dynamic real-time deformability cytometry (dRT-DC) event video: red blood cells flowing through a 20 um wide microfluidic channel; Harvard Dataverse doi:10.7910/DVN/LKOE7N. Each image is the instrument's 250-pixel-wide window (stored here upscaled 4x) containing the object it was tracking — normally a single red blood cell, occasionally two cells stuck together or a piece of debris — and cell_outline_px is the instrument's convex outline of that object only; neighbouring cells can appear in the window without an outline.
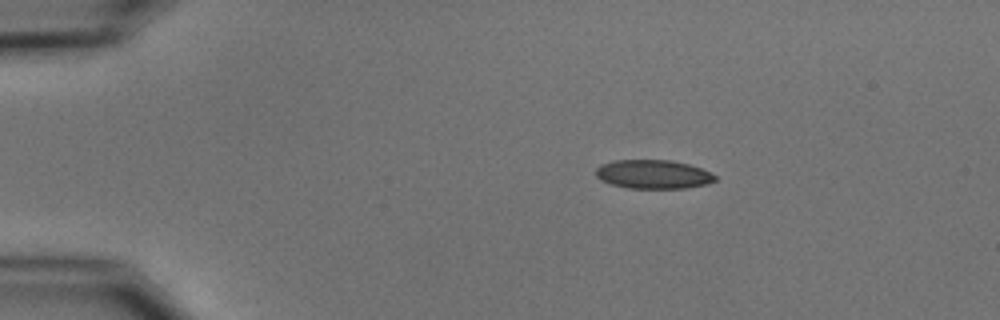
{"species": "common noctule bat (a hibernating species)", "species_latin": "Nyctalus noctula", "temperature_condition": "cold", "stored_images_in_passage": 45, "camera_frame_rate_fps": 3000, "um_per_image_px": 0.085, "animal": {"sex": "male", "body_mass_g": 15.6}, "frame": {"image": 1, "passage_image": 1, "time_ms": 0.0, "image_size_px": [1000, 320], "cell_outline_px": [[716, 180], [708, 184], [684, 188], [628, 188], [612, 184], [600, 180], [596, 176], [596, 168], [600, 164], [612, 160], [672, 160], [688, 164], [700, 168], [716, 176]], "centroid_in_image_um": [55.49, 14.81], "position_along_channel_um": 29.5, "area_um2": 20.06}}
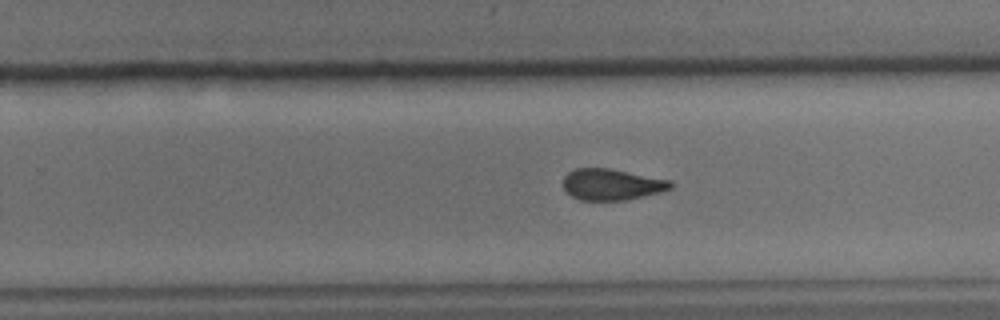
{"frame": {"image": 2, "passage_image": 26, "time_ms": 8.333, "image_size_px": [1000, 320], "cell_outline_px": [[672, 188], [660, 192], [624, 200], [580, 200], [572, 196], [564, 188], [564, 176], [568, 172], [576, 168], [608, 168], [672, 180]], "centroid_in_image_um": [52.0, 15.67], "position_along_channel_um": 277.8, "area_um2": 19.42}}
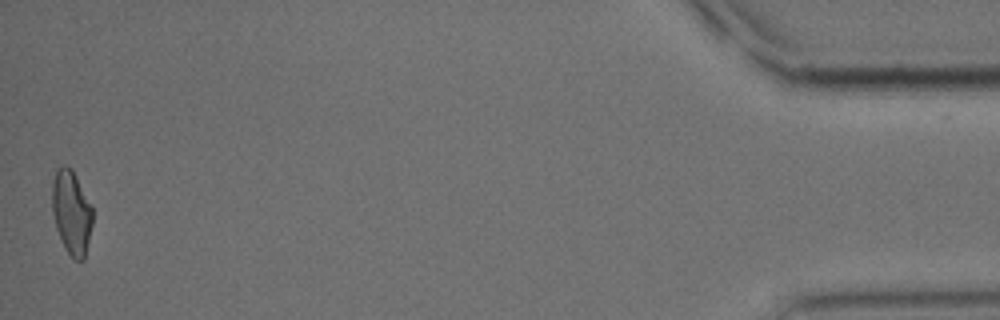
{"frame": {"image": 3, "passage_image": 45, "time_ms": 14.667, "image_size_px": [1000, 320], "cell_outline_px": [[92, 224], [84, 260], [72, 260], [56, 228], [52, 212], [52, 184], [56, 168], [64, 164], [72, 168], [92, 208]], "centroid_in_image_um": [6.06, 18.03], "position_along_channel_um": 429.1, "area_um2": 19.65}, "authors_computed_cell_mechanics": {"area_um2": 20.519, "velocity_mm_per_s": 3.7287, "shape_relaxation_time_tau1_ms": 9.3479, "shape_relaxation_time_tau2_ms": 2.3028, "deformation_change_tau1": 0.1891, "deformation_change_tau2": 0.0997}}